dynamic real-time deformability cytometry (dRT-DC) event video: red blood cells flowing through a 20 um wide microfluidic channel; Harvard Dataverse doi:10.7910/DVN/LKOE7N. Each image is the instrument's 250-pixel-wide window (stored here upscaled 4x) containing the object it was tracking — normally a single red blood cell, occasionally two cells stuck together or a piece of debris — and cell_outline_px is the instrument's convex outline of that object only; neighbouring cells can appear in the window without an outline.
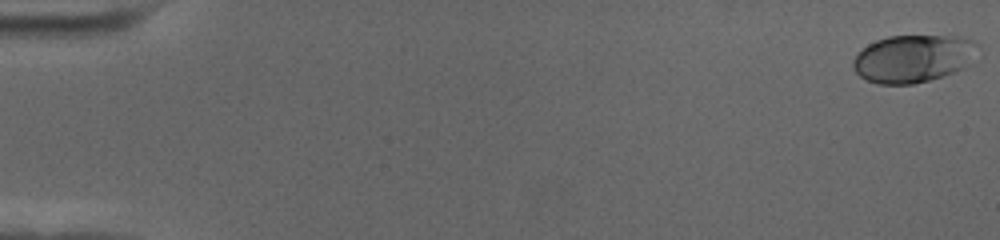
{"species": "human", "species_latin": "Homo sapiens", "temperature_condition": "cold", "stored_images_in_passage": 12, "camera_frame_rate_fps": 3000, "um_per_image_px": 0.085, "donor": {"sex": "female"}, "frame": {"image": 1, "passage_image": 1, "time_ms": 0.0, "image_size_px": [1000, 240], "cell_outline_px": [[980, 48], [964, 68], [928, 80], [912, 84], [880, 84], [868, 80], [860, 76], [856, 72], [852, 64], [852, 60], [868, 44], [876, 40], [888, 36], [960, 36], [972, 40], [980, 44]], "centroid_in_image_um": [77.63, 4.96], "position_along_channel_um": 7.4, "area_um2": 34.39}}